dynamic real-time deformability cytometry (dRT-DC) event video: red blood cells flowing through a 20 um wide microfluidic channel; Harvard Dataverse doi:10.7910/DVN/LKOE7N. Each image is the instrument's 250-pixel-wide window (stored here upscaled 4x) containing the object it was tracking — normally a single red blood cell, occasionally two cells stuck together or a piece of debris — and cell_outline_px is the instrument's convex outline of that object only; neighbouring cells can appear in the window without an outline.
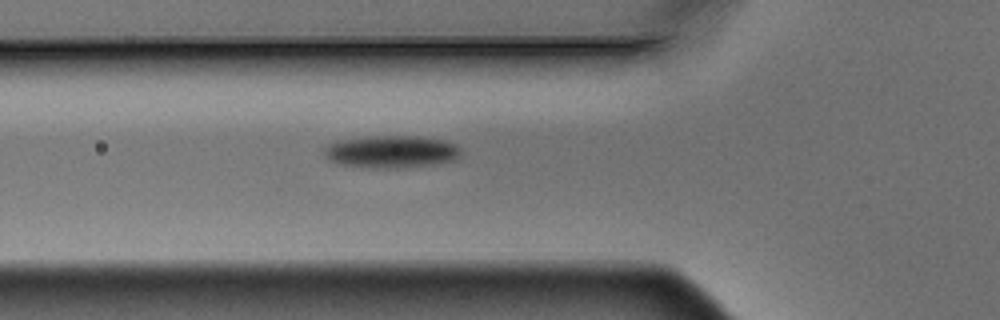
{"species": "Egyptian fruit bat (a non-hibernating species)", "species_latin": "Rousettus aegyptiacus", "temperature_condition": "warm", "stored_images_in_passage": 6, "camera_frame_rate_fps": 3000, "um_per_image_px": 0.085, "animal": {"sex": "male"}, "frame": {"image": 1, "passage_image": 6, "time_ms": 1.667, "image_size_px": [1000, 320], "cell_outline_px": [[460, 156], [456, 160], [436, 164], [400, 168], [360, 168], [340, 164], [328, 160], [324, 156], [324, 148], [336, 140], [380, 136], [416, 136], [444, 140], [456, 144], [460, 148]], "centroid_in_image_um": [33.26, 12.91], "position_along_channel_um": 92.5, "area_um2": 26.13}}